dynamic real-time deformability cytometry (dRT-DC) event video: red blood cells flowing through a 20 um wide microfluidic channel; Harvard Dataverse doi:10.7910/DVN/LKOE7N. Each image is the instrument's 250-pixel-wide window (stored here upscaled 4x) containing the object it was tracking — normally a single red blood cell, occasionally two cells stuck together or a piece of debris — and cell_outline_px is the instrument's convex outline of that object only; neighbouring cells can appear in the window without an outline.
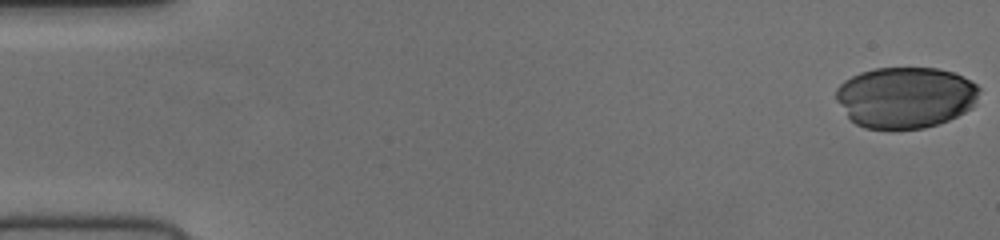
{"species": "human", "species_latin": "Homo sapiens", "temperature_condition": "cold", "stored_images_in_passage": 53, "camera_frame_rate_fps": 3000, "um_per_image_px": 0.085, "donor": {"sex": "female"}, "frame": {"image": 1, "passage_image": 1, "time_ms": 0.0, "image_size_px": [1000, 240], "cell_outline_px": [[980, 88], [976, 104], [972, 108], [948, 120], [924, 128], [892, 132], [888, 132], [864, 128], [856, 124], [848, 116], [836, 100], [836, 88], [844, 80], [860, 72], [876, 68], [936, 68], [952, 72], [976, 84]], "centroid_in_image_um": [76.94, 8.32], "position_along_channel_um": 8.1, "area_um2": 51.79}}
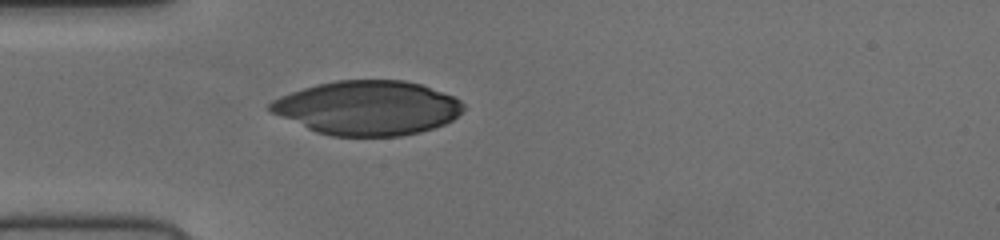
{"frame": {"image": 2, "passage_image": 16, "time_ms": 5.0, "image_size_px": [1000, 240], "cell_outline_px": [[464, 108], [452, 120], [444, 124], [420, 132], [400, 136], [332, 136], [316, 132], [268, 112], [268, 104], [272, 100], [280, 96], [316, 84], [336, 80], [404, 80], [420, 84], [452, 96], [460, 100], [464, 104]], "centroid_in_image_um": [31.2, 9.17], "position_along_channel_um": 53.8, "area_um2": 61.04}}